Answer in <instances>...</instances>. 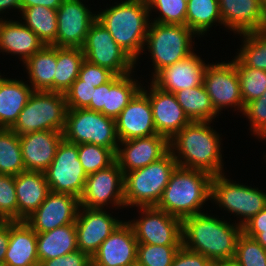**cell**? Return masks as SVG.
<instances>
[{"label":"cell","instance_id":"cell-35","mask_svg":"<svg viewBox=\"0 0 266 266\" xmlns=\"http://www.w3.org/2000/svg\"><path fill=\"white\" fill-rule=\"evenodd\" d=\"M84 60L82 48L56 47L54 92L65 93L71 87Z\"/></svg>","mask_w":266,"mask_h":266},{"label":"cell","instance_id":"cell-9","mask_svg":"<svg viewBox=\"0 0 266 266\" xmlns=\"http://www.w3.org/2000/svg\"><path fill=\"white\" fill-rule=\"evenodd\" d=\"M62 135L68 142L95 144L112 149L115 153L120 142L115 119L86 108L68 109Z\"/></svg>","mask_w":266,"mask_h":266},{"label":"cell","instance_id":"cell-12","mask_svg":"<svg viewBox=\"0 0 266 266\" xmlns=\"http://www.w3.org/2000/svg\"><path fill=\"white\" fill-rule=\"evenodd\" d=\"M137 217L126 220L133 228L138 243L182 245V220L151 207H137Z\"/></svg>","mask_w":266,"mask_h":266},{"label":"cell","instance_id":"cell-22","mask_svg":"<svg viewBox=\"0 0 266 266\" xmlns=\"http://www.w3.org/2000/svg\"><path fill=\"white\" fill-rule=\"evenodd\" d=\"M223 30L238 35L266 30L260 0H218Z\"/></svg>","mask_w":266,"mask_h":266},{"label":"cell","instance_id":"cell-29","mask_svg":"<svg viewBox=\"0 0 266 266\" xmlns=\"http://www.w3.org/2000/svg\"><path fill=\"white\" fill-rule=\"evenodd\" d=\"M135 72L136 70L124 76L115 75L109 82L105 83L103 105V114L105 116L116 119L141 89L144 77L142 78L140 75L139 78Z\"/></svg>","mask_w":266,"mask_h":266},{"label":"cell","instance_id":"cell-18","mask_svg":"<svg viewBox=\"0 0 266 266\" xmlns=\"http://www.w3.org/2000/svg\"><path fill=\"white\" fill-rule=\"evenodd\" d=\"M79 198L50 191L43 203L24 221L36 232H48L76 222Z\"/></svg>","mask_w":266,"mask_h":266},{"label":"cell","instance_id":"cell-31","mask_svg":"<svg viewBox=\"0 0 266 266\" xmlns=\"http://www.w3.org/2000/svg\"><path fill=\"white\" fill-rule=\"evenodd\" d=\"M76 250L78 247L75 223L57 227L48 232L37 233L39 263Z\"/></svg>","mask_w":266,"mask_h":266},{"label":"cell","instance_id":"cell-45","mask_svg":"<svg viewBox=\"0 0 266 266\" xmlns=\"http://www.w3.org/2000/svg\"><path fill=\"white\" fill-rule=\"evenodd\" d=\"M94 86L77 78L65 92L68 109H85L90 105Z\"/></svg>","mask_w":266,"mask_h":266},{"label":"cell","instance_id":"cell-1","mask_svg":"<svg viewBox=\"0 0 266 266\" xmlns=\"http://www.w3.org/2000/svg\"><path fill=\"white\" fill-rule=\"evenodd\" d=\"M210 212L206 210L182 220V246L204 255L214 264H231L242 226L231 223L230 217L224 219Z\"/></svg>","mask_w":266,"mask_h":266},{"label":"cell","instance_id":"cell-46","mask_svg":"<svg viewBox=\"0 0 266 266\" xmlns=\"http://www.w3.org/2000/svg\"><path fill=\"white\" fill-rule=\"evenodd\" d=\"M114 76L115 74L110 70L90 63L86 59L83 61L78 74V78L80 80H83L94 87H98L106 82H109Z\"/></svg>","mask_w":266,"mask_h":266},{"label":"cell","instance_id":"cell-57","mask_svg":"<svg viewBox=\"0 0 266 266\" xmlns=\"http://www.w3.org/2000/svg\"><path fill=\"white\" fill-rule=\"evenodd\" d=\"M215 266H233L232 264H215Z\"/></svg>","mask_w":266,"mask_h":266},{"label":"cell","instance_id":"cell-25","mask_svg":"<svg viewBox=\"0 0 266 266\" xmlns=\"http://www.w3.org/2000/svg\"><path fill=\"white\" fill-rule=\"evenodd\" d=\"M45 44L20 18L0 19V53L18 57L22 64Z\"/></svg>","mask_w":266,"mask_h":266},{"label":"cell","instance_id":"cell-7","mask_svg":"<svg viewBox=\"0 0 266 266\" xmlns=\"http://www.w3.org/2000/svg\"><path fill=\"white\" fill-rule=\"evenodd\" d=\"M227 173L214 175L211 181V203L217 210L233 215V221L243 226L248 220L266 207V191L243 181L231 180ZM238 182V183H237ZM247 184V185H246ZM265 191V192H264ZM230 214V215H229ZM239 218V219H238Z\"/></svg>","mask_w":266,"mask_h":266},{"label":"cell","instance_id":"cell-47","mask_svg":"<svg viewBox=\"0 0 266 266\" xmlns=\"http://www.w3.org/2000/svg\"><path fill=\"white\" fill-rule=\"evenodd\" d=\"M39 266H92V260L85 252L76 250L64 256L45 260Z\"/></svg>","mask_w":266,"mask_h":266},{"label":"cell","instance_id":"cell-41","mask_svg":"<svg viewBox=\"0 0 266 266\" xmlns=\"http://www.w3.org/2000/svg\"><path fill=\"white\" fill-rule=\"evenodd\" d=\"M233 266H266V249L242 232L237 240Z\"/></svg>","mask_w":266,"mask_h":266},{"label":"cell","instance_id":"cell-58","mask_svg":"<svg viewBox=\"0 0 266 266\" xmlns=\"http://www.w3.org/2000/svg\"><path fill=\"white\" fill-rule=\"evenodd\" d=\"M130 266H141L138 262L131 264Z\"/></svg>","mask_w":266,"mask_h":266},{"label":"cell","instance_id":"cell-43","mask_svg":"<svg viewBox=\"0 0 266 266\" xmlns=\"http://www.w3.org/2000/svg\"><path fill=\"white\" fill-rule=\"evenodd\" d=\"M242 115L249 123L250 135L260 142L266 134V91L261 97L248 102Z\"/></svg>","mask_w":266,"mask_h":266},{"label":"cell","instance_id":"cell-23","mask_svg":"<svg viewBox=\"0 0 266 266\" xmlns=\"http://www.w3.org/2000/svg\"><path fill=\"white\" fill-rule=\"evenodd\" d=\"M200 52L161 69L150 81L163 91L175 93L203 84L208 61Z\"/></svg>","mask_w":266,"mask_h":266},{"label":"cell","instance_id":"cell-39","mask_svg":"<svg viewBox=\"0 0 266 266\" xmlns=\"http://www.w3.org/2000/svg\"><path fill=\"white\" fill-rule=\"evenodd\" d=\"M148 9L150 22L185 25L187 0H151Z\"/></svg>","mask_w":266,"mask_h":266},{"label":"cell","instance_id":"cell-55","mask_svg":"<svg viewBox=\"0 0 266 266\" xmlns=\"http://www.w3.org/2000/svg\"><path fill=\"white\" fill-rule=\"evenodd\" d=\"M260 3H261V8L264 13V16L266 18V0H260Z\"/></svg>","mask_w":266,"mask_h":266},{"label":"cell","instance_id":"cell-11","mask_svg":"<svg viewBox=\"0 0 266 266\" xmlns=\"http://www.w3.org/2000/svg\"><path fill=\"white\" fill-rule=\"evenodd\" d=\"M82 51L87 61L102 66L117 76L127 75L134 70L138 72L136 62L97 19L89 28Z\"/></svg>","mask_w":266,"mask_h":266},{"label":"cell","instance_id":"cell-4","mask_svg":"<svg viewBox=\"0 0 266 266\" xmlns=\"http://www.w3.org/2000/svg\"><path fill=\"white\" fill-rule=\"evenodd\" d=\"M212 177L205 171L177 166L156 207L181 220L210 210Z\"/></svg>","mask_w":266,"mask_h":266},{"label":"cell","instance_id":"cell-42","mask_svg":"<svg viewBox=\"0 0 266 266\" xmlns=\"http://www.w3.org/2000/svg\"><path fill=\"white\" fill-rule=\"evenodd\" d=\"M181 246L138 243L137 262L141 266H171Z\"/></svg>","mask_w":266,"mask_h":266},{"label":"cell","instance_id":"cell-26","mask_svg":"<svg viewBox=\"0 0 266 266\" xmlns=\"http://www.w3.org/2000/svg\"><path fill=\"white\" fill-rule=\"evenodd\" d=\"M37 233L23 221H9L8 249L4 266H39Z\"/></svg>","mask_w":266,"mask_h":266},{"label":"cell","instance_id":"cell-54","mask_svg":"<svg viewBox=\"0 0 266 266\" xmlns=\"http://www.w3.org/2000/svg\"><path fill=\"white\" fill-rule=\"evenodd\" d=\"M242 232L254 238L266 249V229H242Z\"/></svg>","mask_w":266,"mask_h":266},{"label":"cell","instance_id":"cell-49","mask_svg":"<svg viewBox=\"0 0 266 266\" xmlns=\"http://www.w3.org/2000/svg\"><path fill=\"white\" fill-rule=\"evenodd\" d=\"M104 98L105 84H102L94 88V94L90 101V105L86 109L103 113Z\"/></svg>","mask_w":266,"mask_h":266},{"label":"cell","instance_id":"cell-51","mask_svg":"<svg viewBox=\"0 0 266 266\" xmlns=\"http://www.w3.org/2000/svg\"><path fill=\"white\" fill-rule=\"evenodd\" d=\"M21 1L22 0H0V19H5L6 17L8 19V15L12 12H17V15H20Z\"/></svg>","mask_w":266,"mask_h":266},{"label":"cell","instance_id":"cell-53","mask_svg":"<svg viewBox=\"0 0 266 266\" xmlns=\"http://www.w3.org/2000/svg\"><path fill=\"white\" fill-rule=\"evenodd\" d=\"M63 0H22L21 1V11L27 7L33 6H45L51 9H57Z\"/></svg>","mask_w":266,"mask_h":266},{"label":"cell","instance_id":"cell-33","mask_svg":"<svg viewBox=\"0 0 266 266\" xmlns=\"http://www.w3.org/2000/svg\"><path fill=\"white\" fill-rule=\"evenodd\" d=\"M174 95L191 121L215 122L219 118L204 84L179 90Z\"/></svg>","mask_w":266,"mask_h":266},{"label":"cell","instance_id":"cell-40","mask_svg":"<svg viewBox=\"0 0 266 266\" xmlns=\"http://www.w3.org/2000/svg\"><path fill=\"white\" fill-rule=\"evenodd\" d=\"M78 159L87 175L105 169L116 161L115 152L103 146L77 144Z\"/></svg>","mask_w":266,"mask_h":266},{"label":"cell","instance_id":"cell-15","mask_svg":"<svg viewBox=\"0 0 266 266\" xmlns=\"http://www.w3.org/2000/svg\"><path fill=\"white\" fill-rule=\"evenodd\" d=\"M86 0H63L57 8V35L52 46L82 48L96 10ZM90 5V6H89Z\"/></svg>","mask_w":266,"mask_h":266},{"label":"cell","instance_id":"cell-32","mask_svg":"<svg viewBox=\"0 0 266 266\" xmlns=\"http://www.w3.org/2000/svg\"><path fill=\"white\" fill-rule=\"evenodd\" d=\"M185 25L199 38L207 37L214 26L223 28L218 0H187Z\"/></svg>","mask_w":266,"mask_h":266},{"label":"cell","instance_id":"cell-24","mask_svg":"<svg viewBox=\"0 0 266 266\" xmlns=\"http://www.w3.org/2000/svg\"><path fill=\"white\" fill-rule=\"evenodd\" d=\"M25 171L45 172L52 163L62 132L43 130L19 135Z\"/></svg>","mask_w":266,"mask_h":266},{"label":"cell","instance_id":"cell-5","mask_svg":"<svg viewBox=\"0 0 266 266\" xmlns=\"http://www.w3.org/2000/svg\"><path fill=\"white\" fill-rule=\"evenodd\" d=\"M197 39L200 38L186 25L150 22L142 56L149 55L147 58L152 61L150 68L153 67L146 80H151L161 69L199 51L196 50Z\"/></svg>","mask_w":266,"mask_h":266},{"label":"cell","instance_id":"cell-36","mask_svg":"<svg viewBox=\"0 0 266 266\" xmlns=\"http://www.w3.org/2000/svg\"><path fill=\"white\" fill-rule=\"evenodd\" d=\"M235 36L241 38L235 57L244 66L266 71V30Z\"/></svg>","mask_w":266,"mask_h":266},{"label":"cell","instance_id":"cell-52","mask_svg":"<svg viewBox=\"0 0 266 266\" xmlns=\"http://www.w3.org/2000/svg\"><path fill=\"white\" fill-rule=\"evenodd\" d=\"M242 229H266V207L248 220Z\"/></svg>","mask_w":266,"mask_h":266},{"label":"cell","instance_id":"cell-8","mask_svg":"<svg viewBox=\"0 0 266 266\" xmlns=\"http://www.w3.org/2000/svg\"><path fill=\"white\" fill-rule=\"evenodd\" d=\"M67 111L65 93L33 91L10 129L18 135L43 130L63 132Z\"/></svg>","mask_w":266,"mask_h":266},{"label":"cell","instance_id":"cell-16","mask_svg":"<svg viewBox=\"0 0 266 266\" xmlns=\"http://www.w3.org/2000/svg\"><path fill=\"white\" fill-rule=\"evenodd\" d=\"M112 210L79 207L75 222L78 250L92 257L103 241L124 221L123 217H115Z\"/></svg>","mask_w":266,"mask_h":266},{"label":"cell","instance_id":"cell-14","mask_svg":"<svg viewBox=\"0 0 266 266\" xmlns=\"http://www.w3.org/2000/svg\"><path fill=\"white\" fill-rule=\"evenodd\" d=\"M44 173L50 191L71 194L77 198L82 195L88 176L78 159L77 144L64 139L59 143L55 157Z\"/></svg>","mask_w":266,"mask_h":266},{"label":"cell","instance_id":"cell-34","mask_svg":"<svg viewBox=\"0 0 266 266\" xmlns=\"http://www.w3.org/2000/svg\"><path fill=\"white\" fill-rule=\"evenodd\" d=\"M20 21L29 27L45 45H52L56 41L58 30L57 9L45 6H33L24 8L19 16Z\"/></svg>","mask_w":266,"mask_h":266},{"label":"cell","instance_id":"cell-50","mask_svg":"<svg viewBox=\"0 0 266 266\" xmlns=\"http://www.w3.org/2000/svg\"><path fill=\"white\" fill-rule=\"evenodd\" d=\"M9 221H0V265H4V258L8 249Z\"/></svg>","mask_w":266,"mask_h":266},{"label":"cell","instance_id":"cell-2","mask_svg":"<svg viewBox=\"0 0 266 266\" xmlns=\"http://www.w3.org/2000/svg\"><path fill=\"white\" fill-rule=\"evenodd\" d=\"M214 125V121H191L169 140L170 151L179 167L205 171L212 176L226 173L223 135Z\"/></svg>","mask_w":266,"mask_h":266},{"label":"cell","instance_id":"cell-48","mask_svg":"<svg viewBox=\"0 0 266 266\" xmlns=\"http://www.w3.org/2000/svg\"><path fill=\"white\" fill-rule=\"evenodd\" d=\"M171 266H215V264L204 255L181 246Z\"/></svg>","mask_w":266,"mask_h":266},{"label":"cell","instance_id":"cell-20","mask_svg":"<svg viewBox=\"0 0 266 266\" xmlns=\"http://www.w3.org/2000/svg\"><path fill=\"white\" fill-rule=\"evenodd\" d=\"M138 242L126 219L91 257L92 266H130L137 262Z\"/></svg>","mask_w":266,"mask_h":266},{"label":"cell","instance_id":"cell-21","mask_svg":"<svg viewBox=\"0 0 266 266\" xmlns=\"http://www.w3.org/2000/svg\"><path fill=\"white\" fill-rule=\"evenodd\" d=\"M119 141L156 135L148 95L140 89L115 119Z\"/></svg>","mask_w":266,"mask_h":266},{"label":"cell","instance_id":"cell-10","mask_svg":"<svg viewBox=\"0 0 266 266\" xmlns=\"http://www.w3.org/2000/svg\"><path fill=\"white\" fill-rule=\"evenodd\" d=\"M217 61L207 64L203 81L212 106L220 116L224 109L228 111L229 108L242 116L245 106L235 61Z\"/></svg>","mask_w":266,"mask_h":266},{"label":"cell","instance_id":"cell-19","mask_svg":"<svg viewBox=\"0 0 266 266\" xmlns=\"http://www.w3.org/2000/svg\"><path fill=\"white\" fill-rule=\"evenodd\" d=\"M169 140L160 134L120 141L115 153L116 162L124 174L148 166L168 151Z\"/></svg>","mask_w":266,"mask_h":266},{"label":"cell","instance_id":"cell-38","mask_svg":"<svg viewBox=\"0 0 266 266\" xmlns=\"http://www.w3.org/2000/svg\"><path fill=\"white\" fill-rule=\"evenodd\" d=\"M235 68L240 80L241 96L244 106L266 91V71L244 66L235 56Z\"/></svg>","mask_w":266,"mask_h":266},{"label":"cell","instance_id":"cell-44","mask_svg":"<svg viewBox=\"0 0 266 266\" xmlns=\"http://www.w3.org/2000/svg\"><path fill=\"white\" fill-rule=\"evenodd\" d=\"M0 221H18L15 176L0 174Z\"/></svg>","mask_w":266,"mask_h":266},{"label":"cell","instance_id":"cell-13","mask_svg":"<svg viewBox=\"0 0 266 266\" xmlns=\"http://www.w3.org/2000/svg\"><path fill=\"white\" fill-rule=\"evenodd\" d=\"M79 201L85 208L125 210L124 173L116 161L87 176Z\"/></svg>","mask_w":266,"mask_h":266},{"label":"cell","instance_id":"cell-3","mask_svg":"<svg viewBox=\"0 0 266 266\" xmlns=\"http://www.w3.org/2000/svg\"><path fill=\"white\" fill-rule=\"evenodd\" d=\"M100 7L96 19L108 30L115 42L136 62L142 64L150 24L148 4L144 0H118Z\"/></svg>","mask_w":266,"mask_h":266},{"label":"cell","instance_id":"cell-30","mask_svg":"<svg viewBox=\"0 0 266 266\" xmlns=\"http://www.w3.org/2000/svg\"><path fill=\"white\" fill-rule=\"evenodd\" d=\"M56 46L45 45L34 53L23 64L27 83L34 91H53L56 70Z\"/></svg>","mask_w":266,"mask_h":266},{"label":"cell","instance_id":"cell-56","mask_svg":"<svg viewBox=\"0 0 266 266\" xmlns=\"http://www.w3.org/2000/svg\"><path fill=\"white\" fill-rule=\"evenodd\" d=\"M260 141L263 142V143H266V134ZM263 159L265 160V163H266V152H264V151H263Z\"/></svg>","mask_w":266,"mask_h":266},{"label":"cell","instance_id":"cell-6","mask_svg":"<svg viewBox=\"0 0 266 266\" xmlns=\"http://www.w3.org/2000/svg\"><path fill=\"white\" fill-rule=\"evenodd\" d=\"M177 166L169 150L148 166L124 174L125 208L156 206Z\"/></svg>","mask_w":266,"mask_h":266},{"label":"cell","instance_id":"cell-28","mask_svg":"<svg viewBox=\"0 0 266 266\" xmlns=\"http://www.w3.org/2000/svg\"><path fill=\"white\" fill-rule=\"evenodd\" d=\"M18 221L25 220L46 199L50 192L45 173L24 171L15 176Z\"/></svg>","mask_w":266,"mask_h":266},{"label":"cell","instance_id":"cell-37","mask_svg":"<svg viewBox=\"0 0 266 266\" xmlns=\"http://www.w3.org/2000/svg\"><path fill=\"white\" fill-rule=\"evenodd\" d=\"M24 171L19 135L0 128V174L17 176Z\"/></svg>","mask_w":266,"mask_h":266},{"label":"cell","instance_id":"cell-27","mask_svg":"<svg viewBox=\"0 0 266 266\" xmlns=\"http://www.w3.org/2000/svg\"><path fill=\"white\" fill-rule=\"evenodd\" d=\"M0 71V128L10 129L18 119V116L34 89L26 79L4 77Z\"/></svg>","mask_w":266,"mask_h":266},{"label":"cell","instance_id":"cell-17","mask_svg":"<svg viewBox=\"0 0 266 266\" xmlns=\"http://www.w3.org/2000/svg\"><path fill=\"white\" fill-rule=\"evenodd\" d=\"M145 82H143L141 89L148 95L151 103L157 134L163 135L170 140L191 120L176 100L174 93L161 90L150 80H145Z\"/></svg>","mask_w":266,"mask_h":266},{"label":"cell","instance_id":"cell-59","mask_svg":"<svg viewBox=\"0 0 266 266\" xmlns=\"http://www.w3.org/2000/svg\"><path fill=\"white\" fill-rule=\"evenodd\" d=\"M147 4L151 1V0H144Z\"/></svg>","mask_w":266,"mask_h":266}]
</instances>
